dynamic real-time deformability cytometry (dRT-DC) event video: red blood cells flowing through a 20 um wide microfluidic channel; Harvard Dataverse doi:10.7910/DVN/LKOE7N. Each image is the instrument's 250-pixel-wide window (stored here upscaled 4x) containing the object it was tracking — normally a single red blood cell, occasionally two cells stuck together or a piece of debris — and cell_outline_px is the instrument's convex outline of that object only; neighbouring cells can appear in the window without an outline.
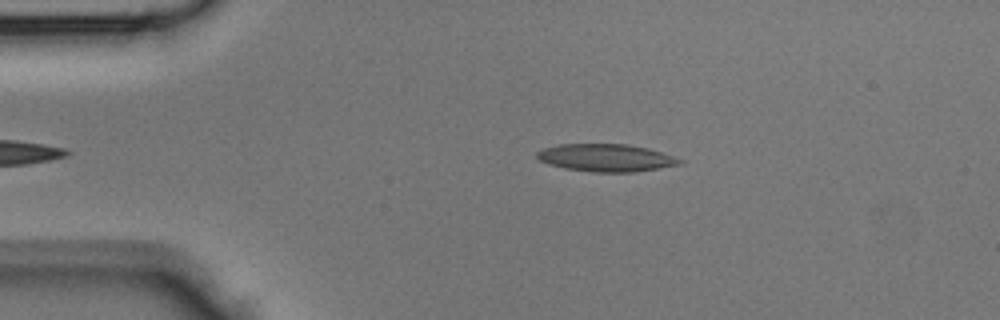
{"species": "Egyptian fruit bat (a non-hibernating species)", "species_latin": "Rousettus aegyptiacus", "temperature_condition": "room temperature", "stored_images_in_passage": 31, "camera_frame_rate_fps": 3000, "um_per_image_px": 0.085, "animal": {"sex": "male"}, "frame": {"image": 1, "passage_image": 2, "time_ms": 0.333, "image_size_px": [1000, 320], "cell_outline_px": [[684, 164], [636, 172], [592, 172], [564, 168], [548, 164], [540, 160], [536, 156], [536, 152], [544, 148], [556, 144], [628, 144], [648, 148], [684, 160]], "centroid_in_image_um": [51.52, 13.41], "position_along_channel_um": 33.5, "area_um2": 23.06}}
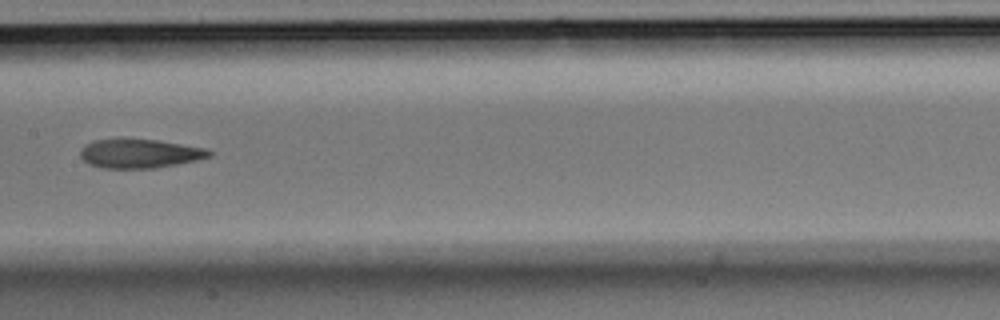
{"frame": {"image": 2, "passage_image": 15, "time_ms": 4.667, "image_size_px": [1000, 320], "cell_outline_px": [[216, 152], [212, 156], [196, 160], [156, 168], [104, 168], [88, 164], [80, 156], [80, 148], [84, 144], [92, 140], [120, 136], [160, 140], [208, 148]], "centroid_in_image_um": [11.86, 13.0], "position_along_channel_um": 195.5, "area_um2": 22.83}}
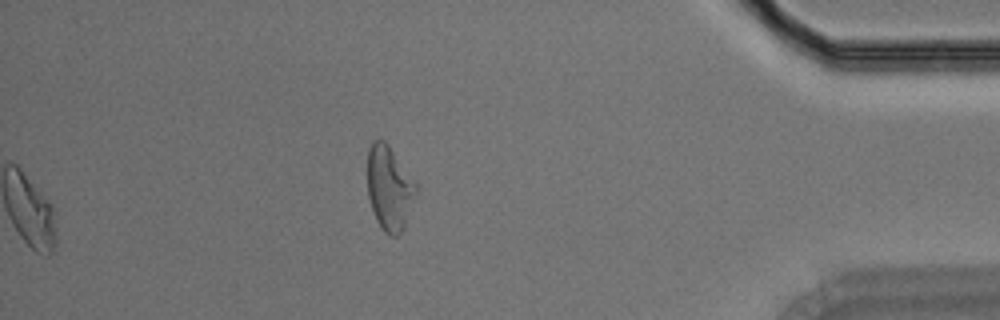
{"frame": {"image": 3, "passage_image": 31, "time_ms": 10.0, "image_size_px": [1000, 320], "cell_outline_px": [[416, 196], [404, 228], [396, 236], [388, 236], [384, 232], [376, 220], [368, 196], [368, 148], [372, 140], [384, 140], [388, 144], [416, 184]], "centroid_in_image_um": [33.08, 16.0], "position_along_channel_um": 402.1, "area_um2": 23.7}}